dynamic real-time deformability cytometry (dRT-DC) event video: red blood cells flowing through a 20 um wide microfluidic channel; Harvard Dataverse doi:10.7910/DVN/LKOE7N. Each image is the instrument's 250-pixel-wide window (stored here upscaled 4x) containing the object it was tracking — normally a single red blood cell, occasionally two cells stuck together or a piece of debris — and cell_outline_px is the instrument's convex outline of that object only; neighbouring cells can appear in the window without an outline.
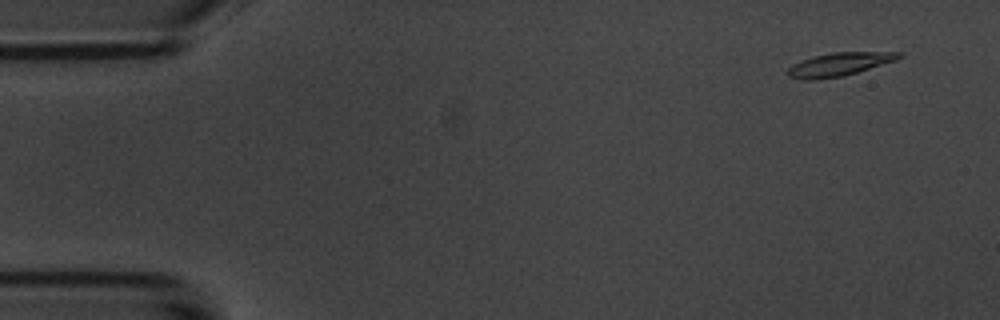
{"species": "common noctule bat (a hibernating species)", "species_latin": "Nyctalus noctula", "temperature_condition": "room temperature", "stored_images_in_passage": 6, "camera_frame_rate_fps": 3000, "um_per_image_px": 0.085, "animal": {"sex": "male", "body_mass_g": 20.1, "forearm_length_mm": 53.5}, "frame": {"image": 1, "passage_image": 2, "time_ms": 1.0, "image_size_px": [1000, 320], "cell_outline_px": [[904, 56], [896, 60], [844, 76], [816, 80], [804, 80], [788, 76], [784, 72], [792, 64], [816, 56], [832, 52], [904, 52]], "centroid_in_image_um": [71.33, 5.48], "position_along_channel_um": 13.7, "area_um2": 15.14}}
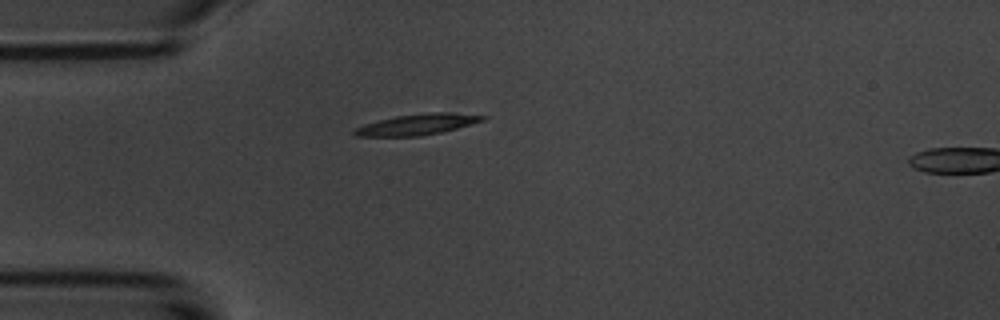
{"frame": {"image": 2, "passage_image": 5, "time_ms": 4.667, "image_size_px": [1000, 320], "cell_outline_px": [[488, 116], [484, 120], [456, 128], [440, 132], [420, 136], [356, 136], [352, 132], [356, 128], [364, 124], [396, 116], [424, 112], [448, 112]], "centroid_in_image_um": [35.46, 10.57], "position_along_channel_um": 49.5, "area_um2": 15.43}}